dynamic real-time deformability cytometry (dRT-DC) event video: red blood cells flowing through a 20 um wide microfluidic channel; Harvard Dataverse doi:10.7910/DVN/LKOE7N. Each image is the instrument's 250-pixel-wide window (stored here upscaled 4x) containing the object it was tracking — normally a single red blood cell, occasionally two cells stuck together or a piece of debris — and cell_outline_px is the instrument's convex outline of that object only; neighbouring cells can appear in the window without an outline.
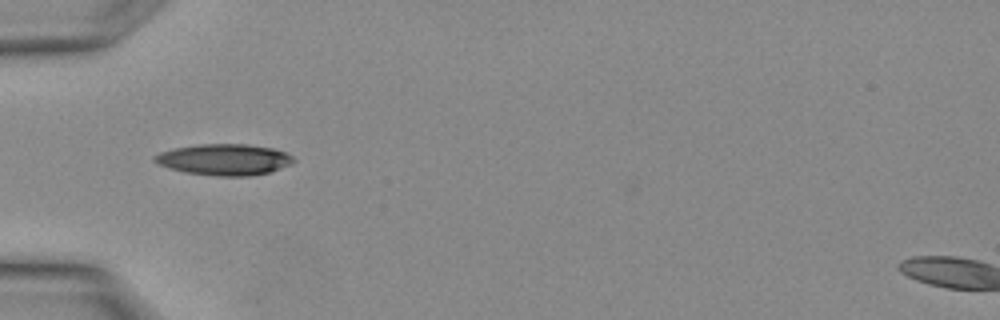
{"species": "Egyptian fruit bat (a non-hibernating species)", "species_latin": "Rousettus aegyptiacus", "temperature_condition": "warm", "stored_images_in_passage": 20, "camera_frame_rate_fps": 3000, "um_per_image_px": 0.085, "animal": {"sex": "female"}, "frame": {"image": 1, "passage_image": 1, "time_ms": 0.0, "image_size_px": [1000, 320], "cell_outline_px": [[296, 160], [292, 164], [268, 172], [252, 176], [216, 176], [184, 172], [168, 168], [152, 160], [152, 156], [160, 152], [176, 148], [200, 144], [248, 144], [272, 148], [284, 152], [292, 156]], "centroid_in_image_um": [19.06, 13.56], "position_along_channel_um": 65.9, "area_um2": 25.26}}
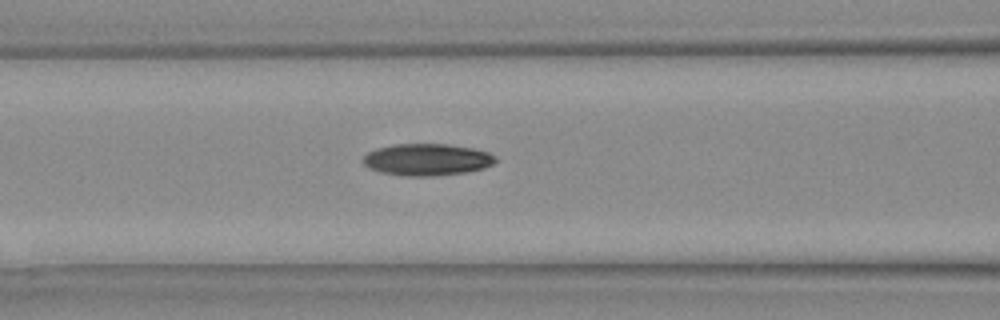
{"frame": {"image": 2, "passage_image": 4, "time_ms": 1.0, "image_size_px": [1000, 320], "cell_outline_px": [[496, 160], [492, 164], [484, 168], [468, 172], [432, 176], [404, 176], [380, 172], [368, 168], [364, 164], [364, 156], [368, 152], [376, 148], [396, 144], [448, 144], [472, 148], [488, 152], [496, 156]], "centroid_in_image_um": [36.3, 13.57], "position_along_channel_um": 130.3, "area_um2": 24.62}}